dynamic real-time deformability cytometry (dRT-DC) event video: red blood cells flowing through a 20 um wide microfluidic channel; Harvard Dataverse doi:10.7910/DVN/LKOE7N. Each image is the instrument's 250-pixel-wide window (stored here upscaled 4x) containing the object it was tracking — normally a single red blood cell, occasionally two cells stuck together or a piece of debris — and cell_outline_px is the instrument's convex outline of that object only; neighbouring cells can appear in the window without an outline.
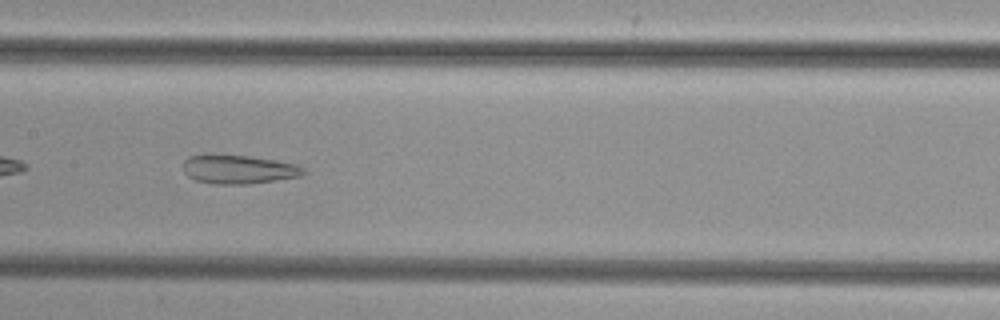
{"species": "common noctule bat (a hibernating species)", "species_latin": "Nyctalus noctula", "temperature_condition": "cold", "stored_images_in_passage": 37, "camera_frame_rate_fps": 3000, "um_per_image_px": 0.085, "animal": {"sex": "female", "body_mass_g": 29.2, "forearm_length_mm": 56.3}, "frame": {"image": 1, "passage_image": 11, "time_ms": 3.333, "image_size_px": [1000, 320], "cell_outline_px": [[308, 172], [300, 176], [276, 180], [248, 184], [212, 184], [196, 180], [188, 176], [184, 172], [184, 160], [188, 156], [248, 156], [276, 160], [300, 164]], "centroid_in_image_um": [20.35, 14.41], "position_along_channel_um": 187.0, "area_um2": 20.0}}